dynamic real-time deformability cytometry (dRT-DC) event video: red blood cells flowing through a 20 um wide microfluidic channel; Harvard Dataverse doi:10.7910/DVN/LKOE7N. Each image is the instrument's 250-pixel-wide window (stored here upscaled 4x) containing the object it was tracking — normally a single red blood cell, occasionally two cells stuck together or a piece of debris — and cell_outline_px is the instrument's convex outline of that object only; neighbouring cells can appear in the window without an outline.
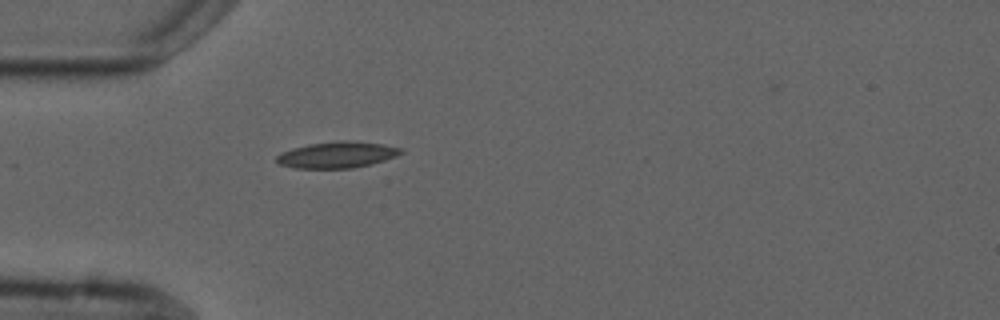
{"species": "common noctule bat (a hibernating species)", "species_latin": "Nyctalus noctula", "temperature_condition": "cold", "stored_images_in_passage": 6, "camera_frame_rate_fps": 3000, "um_per_image_px": 0.085, "animal": {"sex": "male", "forearm_length_mm": 52.5}, "frame": {"image": 1, "passage_image": 6, "time_ms": 6.333, "image_size_px": [1000, 320], "cell_outline_px": [[404, 152], [396, 156], [372, 164], [352, 168], [296, 168], [280, 164], [276, 160], [276, 156], [280, 152], [292, 148], [308, 144], [340, 140], [344, 140], [380, 144], [404, 148]], "centroid_in_image_um": [28.65, 13.15], "position_along_channel_um": 56.4, "area_um2": 19.02}}